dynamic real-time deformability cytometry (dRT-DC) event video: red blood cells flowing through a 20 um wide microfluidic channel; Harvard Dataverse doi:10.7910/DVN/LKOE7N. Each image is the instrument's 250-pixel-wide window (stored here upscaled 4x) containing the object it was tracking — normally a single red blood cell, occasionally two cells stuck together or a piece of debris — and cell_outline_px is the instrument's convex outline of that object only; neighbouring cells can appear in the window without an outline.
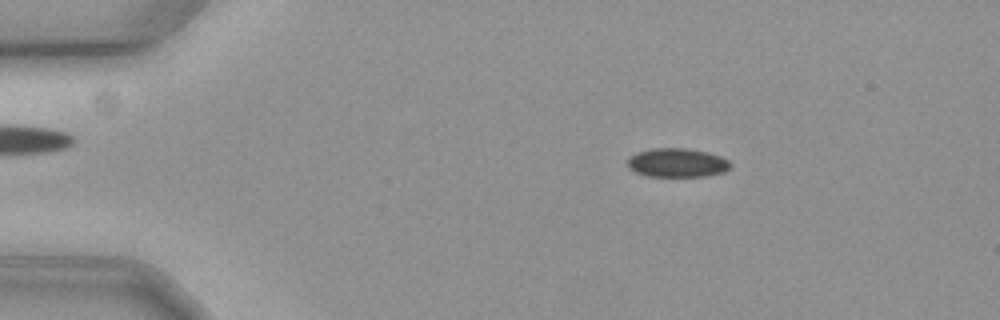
{"species": "common noctule bat (a hibernating species)", "species_latin": "Nyctalus noctula", "temperature_condition": "cold", "stored_images_in_passage": 58, "camera_frame_rate_fps": 3000, "um_per_image_px": 0.085, "animal": {"sex": "female", "body_mass_g": 19.3, "forearm_length_mm": 54.1}, "frame": {"image": 1, "passage_image": 10, "time_ms": 3.0, "image_size_px": [1000, 320], "cell_outline_px": [[732, 164], [724, 172], [708, 176], [648, 176], [636, 172], [628, 168], [628, 160], [636, 152], [652, 148], [688, 148], [708, 152], [720, 156], [728, 160]], "centroid_in_image_um": [57.57, 13.83], "position_along_channel_um": 27.4, "area_um2": 17.34}}
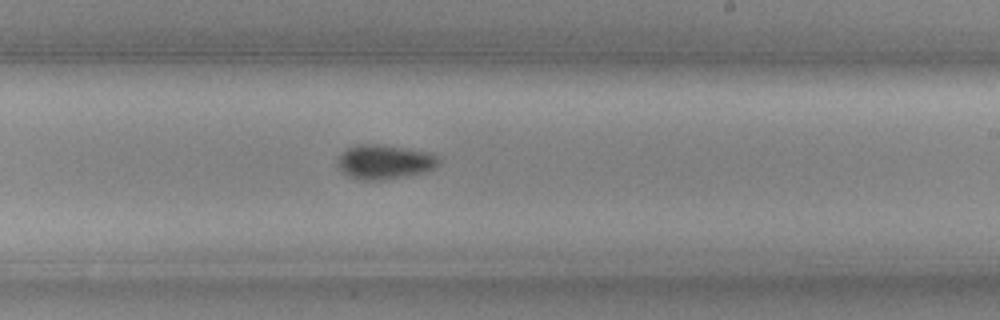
{"frame": {"image": 2, "passage_image": 35, "time_ms": 11.333, "image_size_px": [1000, 320], "cell_outline_px": [[440, 160], [432, 168], [424, 172], [384, 180], [360, 180], [348, 176], [340, 168], [340, 156], [348, 148], [356, 144], [380, 144], [404, 148], [424, 152], [436, 156]], "centroid_in_image_um": [32.66, 13.77], "position_along_channel_um": 256.3, "area_um2": 19.65}}
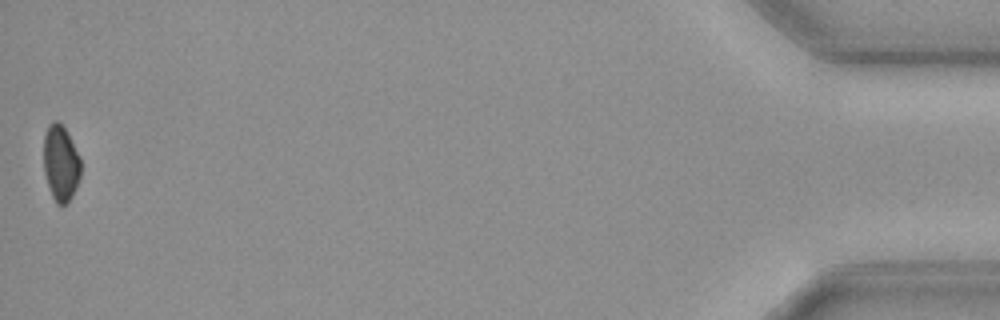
{"frame": {"image": 3, "passage_image": 58, "time_ms": 19.0, "image_size_px": [1000, 320], "cell_outline_px": [[80, 176], [72, 196], [68, 204], [56, 204], [52, 196], [44, 172], [44, 136], [48, 124], [56, 120], [64, 128], [80, 156]], "centroid_in_image_um": [5.16, 13.88], "position_along_channel_um": 430.0, "area_um2": 16.24}}